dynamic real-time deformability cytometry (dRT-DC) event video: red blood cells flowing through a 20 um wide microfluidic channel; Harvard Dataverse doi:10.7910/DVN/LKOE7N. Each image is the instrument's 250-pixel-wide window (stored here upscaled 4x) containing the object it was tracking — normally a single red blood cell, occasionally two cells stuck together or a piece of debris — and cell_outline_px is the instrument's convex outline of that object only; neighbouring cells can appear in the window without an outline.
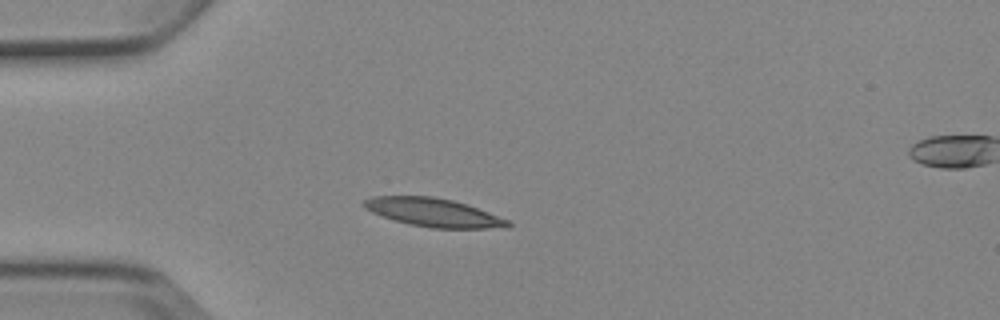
{"species": "Egyptian fruit bat (a non-hibernating species)", "species_latin": "Rousettus aegyptiacus", "temperature_condition": "cold", "stored_images_in_passage": 2, "segment_of_instrument_passage": [1, 2], "camera_frame_rate_fps": 3000, "um_per_image_px": 0.085, "animal": {"sex": "female"}, "frame": {"image": 1, "passage_image": 1, "time_ms": 0.0, "image_size_px": [1000, 320], "cell_outline_px": [[512, 224], [508, 228], [432, 228], [412, 224], [396, 220], [372, 212], [364, 208], [360, 204], [364, 200], [372, 196], [432, 196], [452, 200], [468, 204], [508, 220]], "centroid_in_image_um": [36.85, 18.05], "position_along_channel_um": 48.1, "area_um2": 23.7}}